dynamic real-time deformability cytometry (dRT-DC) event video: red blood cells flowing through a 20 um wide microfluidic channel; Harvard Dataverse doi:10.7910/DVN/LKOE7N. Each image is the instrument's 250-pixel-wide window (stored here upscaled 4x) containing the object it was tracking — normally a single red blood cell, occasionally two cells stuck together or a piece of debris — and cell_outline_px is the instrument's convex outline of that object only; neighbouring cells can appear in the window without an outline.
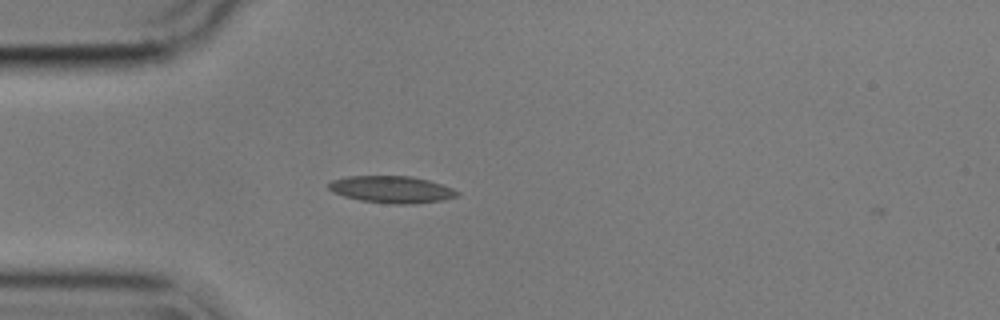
{"species": "common noctule bat (a hibernating species)", "species_latin": "Nyctalus noctula", "temperature_condition": "cold", "stored_images_in_passage": 2, "camera_frame_rate_fps": 3000, "um_per_image_px": 0.085, "animal": {"sex": "male", "body_mass_g": 17.9}, "frame": {"image": 1, "passage_image": 1, "time_ms": 0.0, "image_size_px": [1000, 320], "cell_outline_px": [[460, 196], [444, 200], [416, 204], [392, 204], [360, 200], [344, 196], [332, 192], [328, 188], [328, 184], [332, 180], [348, 176], [412, 176], [428, 180], [452, 188], [460, 192]], "centroid_in_image_um": [33.32, 16.11], "position_along_channel_um": 51.7, "area_um2": 20.35}}